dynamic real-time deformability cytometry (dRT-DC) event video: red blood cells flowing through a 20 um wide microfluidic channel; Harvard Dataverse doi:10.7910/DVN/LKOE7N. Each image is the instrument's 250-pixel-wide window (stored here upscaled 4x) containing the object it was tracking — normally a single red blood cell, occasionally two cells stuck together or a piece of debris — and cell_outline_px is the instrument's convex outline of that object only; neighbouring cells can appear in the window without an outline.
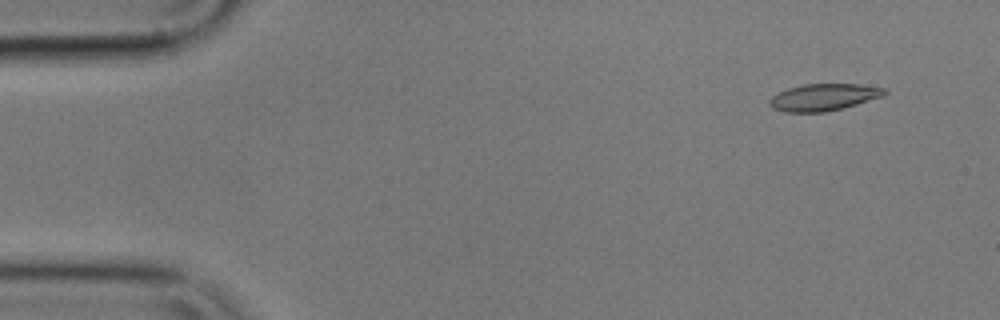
{"species": "common noctule bat (a hibernating species)", "species_latin": "Nyctalus noctula", "temperature_condition": "cold", "stored_images_in_passage": 54, "camera_frame_rate_fps": 3000, "um_per_image_px": 0.085, "animal": {"sex": "male", "body_mass_g": 17.9}, "frame": {"image": 1, "passage_image": 1, "time_ms": 0.0, "image_size_px": [1000, 320], "cell_outline_px": [[888, 92], [884, 96], [844, 108], [824, 112], [784, 112], [772, 108], [768, 104], [768, 100], [772, 96], [788, 88], [804, 84], [860, 84], [888, 88]], "centroid_in_image_um": [70.04, 8.26], "position_along_channel_um": 15.0, "area_um2": 18.26}}
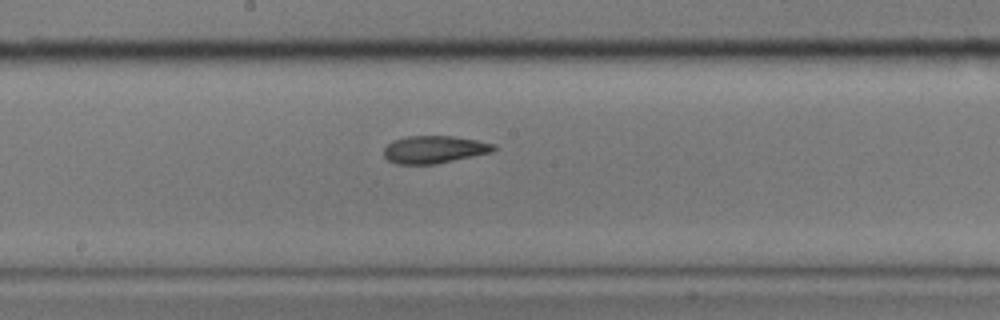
{"frame": {"image": 2, "passage_image": 26, "time_ms": 8.333, "image_size_px": [1000, 320], "cell_outline_px": [[496, 148], [492, 152], [436, 164], [396, 164], [388, 160], [384, 156], [384, 148], [392, 140], [408, 136], [452, 136], [476, 140], [496, 144]], "centroid_in_image_um": [36.9, 12.71], "position_along_channel_um": 211.3, "area_um2": 17.63}}
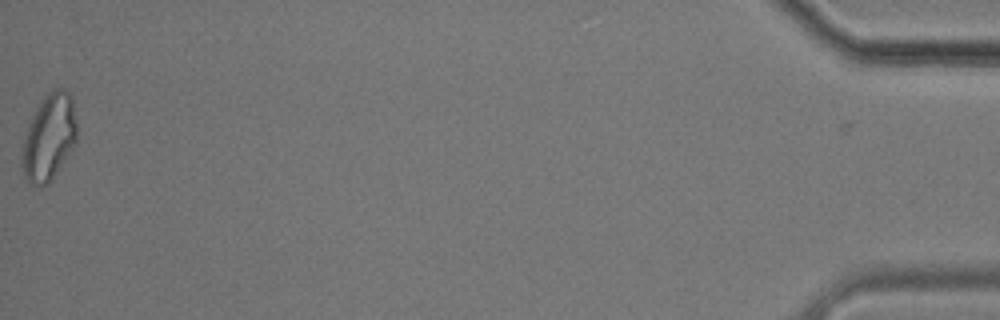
{"frame": {"image": 3, "passage_image": 53, "time_ms": 17.333, "image_size_px": [1000, 320], "cell_outline_px": [[76, 140], [48, 184], [32, 184], [24, 176], [20, 164], [20, 160], [24, 140], [28, 124], [36, 108], [44, 96], [48, 92], [56, 88], [64, 88], [68, 92], [72, 100], [76, 124]], "centroid_in_image_um": [4.13, 11.64], "position_along_channel_um": 431.1, "area_um2": 26.99}, "authors_computed_cell_mechanics": {"area_um2": 18.5249, "velocity_mm_per_s": 3.5259, "shape_relaxation_time_tau1_ms": 8.2728, "shape_relaxation_time_tau2_ms": 1.7734, "deformation_change_tau1": 0.1993, "deformation_change_tau2": 0.0712}}